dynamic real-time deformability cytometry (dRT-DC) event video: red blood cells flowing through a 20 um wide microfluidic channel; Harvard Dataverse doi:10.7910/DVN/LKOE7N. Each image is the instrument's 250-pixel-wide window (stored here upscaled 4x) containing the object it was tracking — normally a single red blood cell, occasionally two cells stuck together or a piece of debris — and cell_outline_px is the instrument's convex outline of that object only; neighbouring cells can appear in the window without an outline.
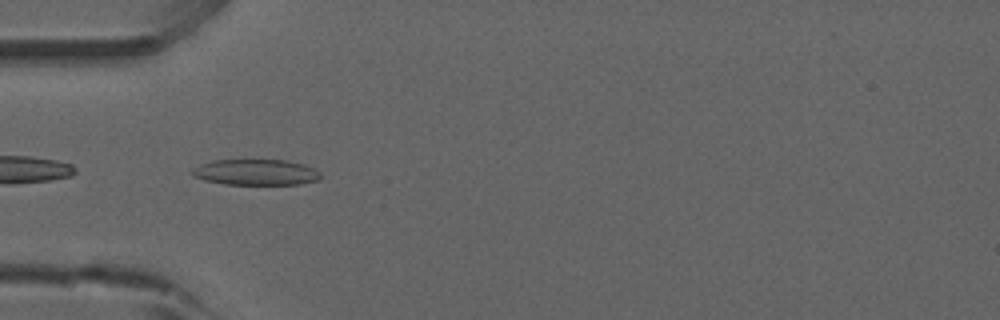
{"species": "common noctule bat (a hibernating species)", "species_latin": "Nyctalus noctula", "temperature_condition": "room temperature", "stored_images_in_passage": 51, "camera_frame_rate_fps": 3000, "um_per_image_px": 0.085, "animal": {"sex": "male", "forearm_length_mm": 52.5}, "frame": {"image": 1, "passage_image": 15, "time_ms": 4.667, "image_size_px": [1000, 320], "cell_outline_px": [[320, 180], [300, 184], [224, 184], [204, 180], [192, 176], [192, 168], [200, 164], [212, 160], [288, 160], [304, 164], [320, 172]], "centroid_in_image_um": [21.73, 14.64], "position_along_channel_um": 63.3, "area_um2": 19.42}}
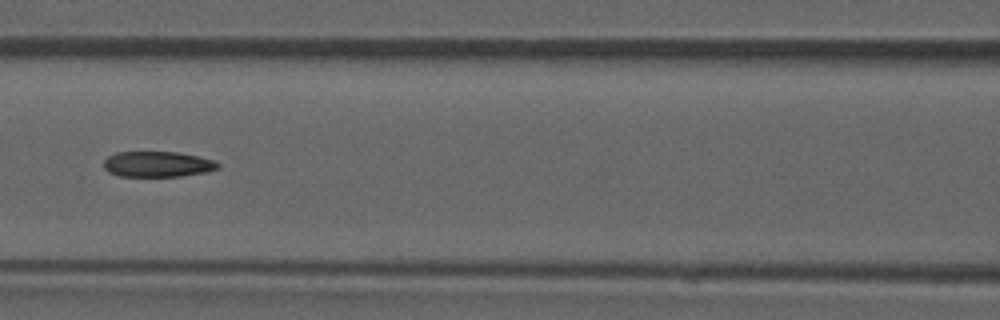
{"frame": {"image": 2, "passage_image": 22, "time_ms": 7.0, "image_size_px": [1000, 320], "cell_outline_px": [[220, 168], [204, 172], [180, 176], [120, 176], [108, 172], [104, 168], [104, 160], [108, 156], [116, 152], [176, 152], [216, 160], [220, 164]], "centroid_in_image_um": [13.39, 13.95], "position_along_channel_um": 153.2, "area_um2": 16.99}, "authors_computed_cell_mechanics": {"area_um2": 18.0914, "velocity_mm_per_s": 3.8996, "shape_relaxation_time_tau1_ms": null, "shape_relaxation_time_tau2_ms": 3.6883, "deformation_change_tau1": null, "deformation_change_tau2": 0.1125}}